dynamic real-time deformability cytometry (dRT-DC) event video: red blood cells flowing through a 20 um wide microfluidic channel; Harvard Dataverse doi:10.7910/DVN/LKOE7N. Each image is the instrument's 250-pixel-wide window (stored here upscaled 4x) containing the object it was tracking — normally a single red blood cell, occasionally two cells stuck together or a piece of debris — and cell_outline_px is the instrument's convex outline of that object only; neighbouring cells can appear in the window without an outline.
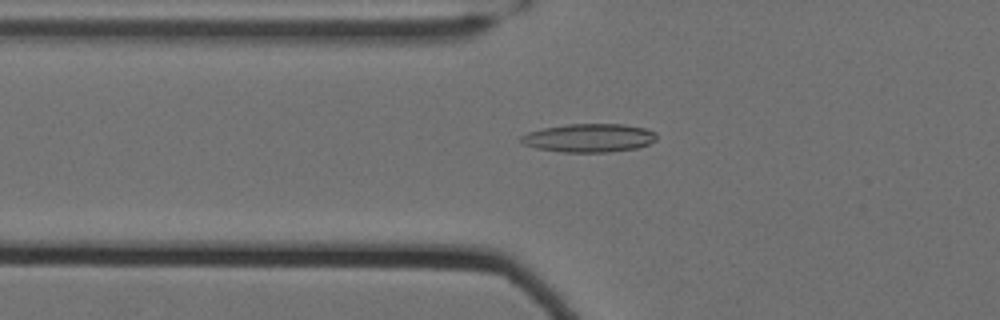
{"species": "Egyptian fruit bat (a non-hibernating species)", "species_latin": "Rousettus aegyptiacus", "temperature_condition": "cold", "stored_images_in_passage": 61, "camera_frame_rate_fps": 3000, "um_per_image_px": 0.085, "animal": {"sex": "female"}, "frame": {"image": 1, "passage_image": 25, "time_ms": 8.0, "image_size_px": [1000, 320], "cell_outline_px": [[656, 140], [648, 144], [636, 148], [608, 152], [560, 152], [536, 148], [524, 144], [520, 140], [520, 136], [528, 132], [544, 128], [568, 124], [624, 124], [644, 128], [656, 132]], "centroid_in_image_um": [50.07, 11.72], "position_along_channel_um": 75.7, "area_um2": 22.43}}
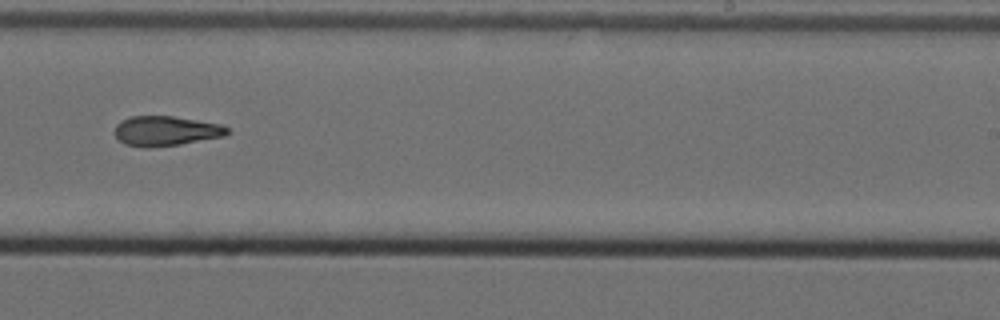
{"frame": {"image": 2, "passage_image": 42, "time_ms": 13.667, "image_size_px": [1000, 320], "cell_outline_px": [[228, 132], [224, 136], [180, 144], [148, 148], [144, 148], [124, 144], [116, 136], [116, 124], [120, 120], [128, 116], [172, 116], [220, 124], [228, 128]], "centroid_in_image_um": [14.06, 11.13], "position_along_channel_um": 274.9, "area_um2": 19.48}}
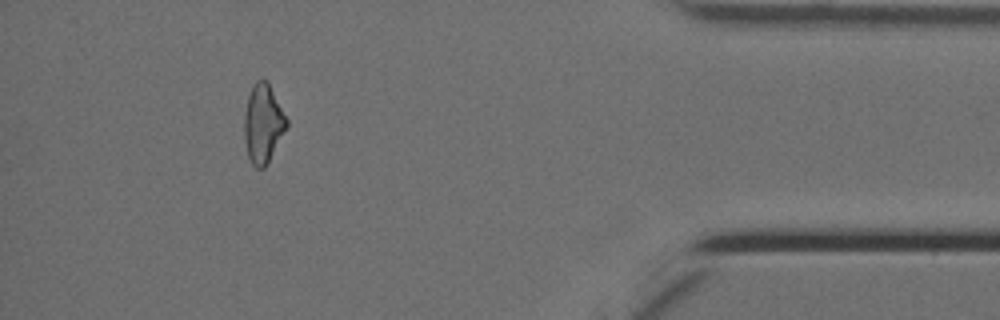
{"frame": {"image": 3, "passage_image": 57, "time_ms": 18.667, "image_size_px": [1000, 320], "cell_outline_px": [[288, 124], [268, 164], [264, 168], [256, 168], [252, 164], [248, 156], [244, 140], [244, 116], [248, 96], [252, 84], [256, 80], [268, 80], [288, 120]], "centroid_in_image_um": [22.36, 10.5], "position_along_channel_um": 412.8, "area_um2": 19.59}, "authors_computed_cell_mechanics": {"area_um2": 20.23, "velocity_mm_per_s": 3.5238, "shape_relaxation_time_tau1_ms": null, "shape_relaxation_time_tau2_ms": 4.9268, "deformation_change_tau1": null, "deformation_change_tau2": 0.1503}}